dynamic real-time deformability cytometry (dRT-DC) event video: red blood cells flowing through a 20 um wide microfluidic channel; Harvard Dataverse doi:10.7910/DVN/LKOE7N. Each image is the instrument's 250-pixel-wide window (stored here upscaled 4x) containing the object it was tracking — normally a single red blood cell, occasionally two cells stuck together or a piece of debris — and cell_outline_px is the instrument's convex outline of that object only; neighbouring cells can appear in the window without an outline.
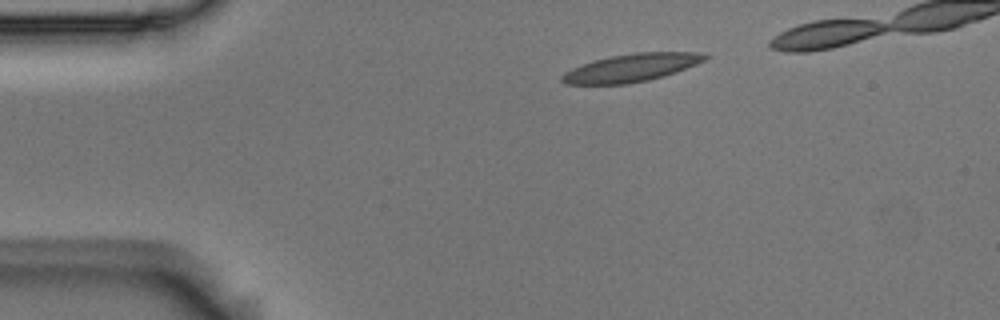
{"species": "Egyptian fruit bat (a non-hibernating species)", "species_latin": "Rousettus aegyptiacus", "temperature_condition": "room temperature", "stored_images_in_passage": 5, "camera_frame_rate_fps": 3000, "um_per_image_px": 0.085, "animal": {"sex": "male"}, "frame": {"image": 1, "passage_image": 1, "time_ms": 0.0, "image_size_px": [1000, 320], "cell_outline_px": [[708, 56], [704, 60], [696, 64], [676, 72], [664, 76], [648, 80], [628, 84], [564, 84], [560, 80], [560, 76], [564, 72], [572, 68], [592, 60], [612, 56], [636, 52], [696, 52]], "centroid_in_image_um": [53.61, 5.77], "position_along_channel_um": 31.4, "area_um2": 23.18}}
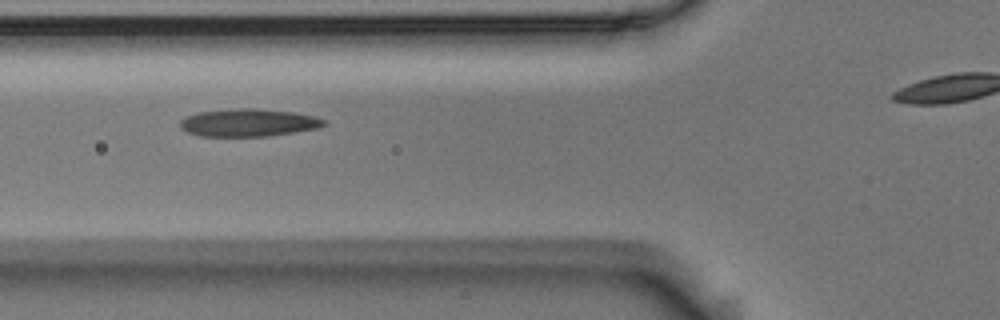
{"frame": {"image": 2, "passage_image": 4, "time_ms": 1.0, "image_size_px": [1000, 320], "cell_outline_px": [[328, 124], [320, 128], [268, 136], [200, 136], [188, 132], [180, 128], [180, 120], [188, 116], [200, 112], [236, 108], [252, 108], [292, 112], [316, 116], [324, 120]], "centroid_in_image_um": [21.15, 10.43], "position_along_channel_um": 104.7, "area_um2": 23.12}}
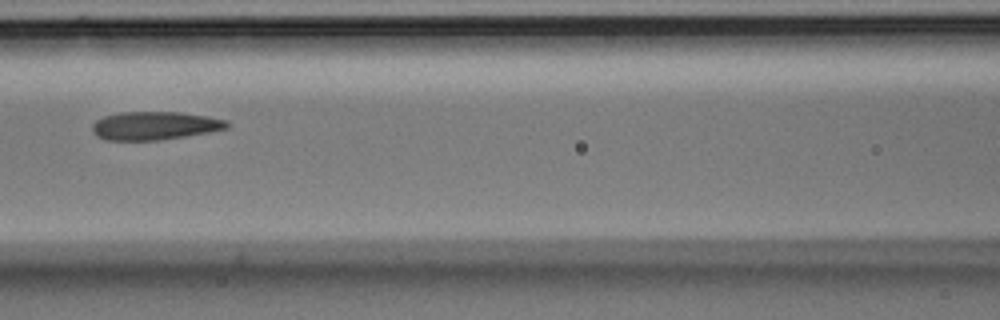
{"frame": {"image": 3, "passage_image": 5, "time_ms": 1.333, "image_size_px": [1000, 320], "cell_outline_px": [[228, 128], [208, 132], [160, 140], [104, 140], [96, 136], [92, 132], [92, 124], [96, 120], [104, 116], [120, 112], [180, 112], [208, 116], [228, 120]], "centroid_in_image_um": [13.12, 10.68], "position_along_channel_um": 153.5, "area_um2": 22.25}}